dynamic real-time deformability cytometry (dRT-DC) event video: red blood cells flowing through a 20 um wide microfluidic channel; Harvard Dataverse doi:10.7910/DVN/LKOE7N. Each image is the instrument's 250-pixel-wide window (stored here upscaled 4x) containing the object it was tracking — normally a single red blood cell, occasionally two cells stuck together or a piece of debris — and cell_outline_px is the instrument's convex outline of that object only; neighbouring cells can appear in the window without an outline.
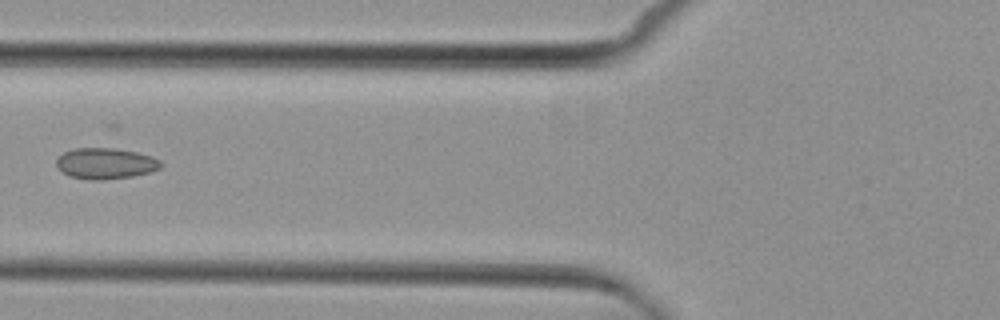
{"species": "common noctule bat (a hibernating species)", "species_latin": "Nyctalus noctula", "temperature_condition": "cold", "stored_images_in_passage": 5, "camera_frame_rate_fps": 3000, "um_per_image_px": 0.085, "animal": {"sex": "female", "body_mass_g": 29.2, "forearm_length_mm": 56.3}, "frame": {"image": 1, "passage_image": 5, "time_ms": 6.0, "image_size_px": [1000, 320], "cell_outline_px": [[164, 164], [160, 168], [152, 172], [132, 176], [104, 180], [88, 180], [68, 176], [56, 164], [56, 160], [64, 152], [72, 148], [108, 144], [152, 156], [160, 160]], "centroid_in_image_um": [9.0, 13.83], "position_along_channel_um": 116.8, "area_um2": 19.88}}